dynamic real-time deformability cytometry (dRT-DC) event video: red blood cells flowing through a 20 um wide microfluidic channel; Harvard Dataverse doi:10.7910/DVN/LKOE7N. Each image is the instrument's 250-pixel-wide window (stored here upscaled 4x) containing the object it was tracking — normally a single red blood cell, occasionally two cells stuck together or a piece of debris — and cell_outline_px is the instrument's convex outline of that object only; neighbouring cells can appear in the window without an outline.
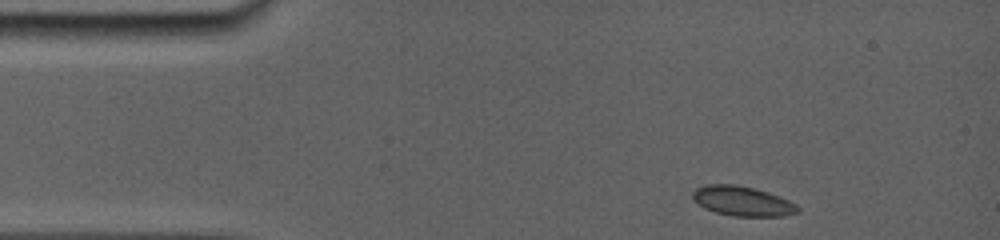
{"species": "common noctule bat (a hibernating species)", "species_latin": "Nyctalus noctula", "temperature_condition": "room temperature", "stored_images_in_passage": 35, "camera_frame_rate_fps": 5000, "um_per_image_px": 0.085, "animal": {"sex": "female", "body_mass_g": 19.0, "forearm_length_mm": 56.7}, "frame": {"image": 1, "passage_image": 1, "time_ms": 0.0, "image_size_px": [1000, 240], "cell_outline_px": [[800, 212], [784, 216], [732, 216], [716, 212], [704, 208], [692, 196], [692, 192], [696, 188], [704, 184], [732, 184], [756, 188], [780, 196], [796, 204], [800, 208]], "centroid_in_image_um": [63.14, 17.09], "position_along_channel_um": 21.9, "area_um2": 18.26}}
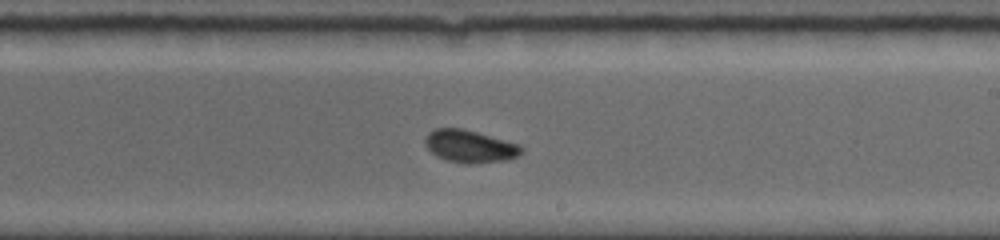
{"frame": {"image": 2, "passage_image": 19, "time_ms": 7.6, "image_size_px": [1000, 240], "cell_outline_px": [[524, 152], [520, 156], [508, 160], [468, 164], [448, 160], [436, 156], [424, 144], [424, 140], [428, 132], [436, 128], [464, 128], [520, 144], [524, 148]], "centroid_in_image_um": [39.98, 12.43], "position_along_channel_um": 249.0, "area_um2": 18.5}}
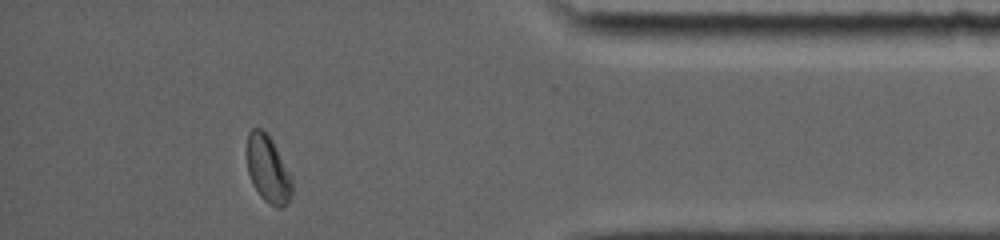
{"frame": {"image": 3, "passage_image": 33, "time_ms": 12.4, "image_size_px": [1000, 240], "cell_outline_px": [[292, 196], [280, 208], [276, 208], [264, 200], [260, 196], [252, 184], [248, 172], [244, 152], [248, 132], [252, 128], [260, 128], [272, 140], [292, 176]], "centroid_in_image_um": [22.73, 14.36], "position_along_channel_um": 412.5, "area_um2": 18.03}, "authors_computed_cell_mechanics": {"area_um2": 17.9758, "velocity_mm_per_s": 3.8454, "shape_relaxation_time_tau1_ms": 8.1639, "shape_relaxation_time_tau2_ms": null, "deformation_change_tau1": 0.1295, "deformation_change_tau2": null}}